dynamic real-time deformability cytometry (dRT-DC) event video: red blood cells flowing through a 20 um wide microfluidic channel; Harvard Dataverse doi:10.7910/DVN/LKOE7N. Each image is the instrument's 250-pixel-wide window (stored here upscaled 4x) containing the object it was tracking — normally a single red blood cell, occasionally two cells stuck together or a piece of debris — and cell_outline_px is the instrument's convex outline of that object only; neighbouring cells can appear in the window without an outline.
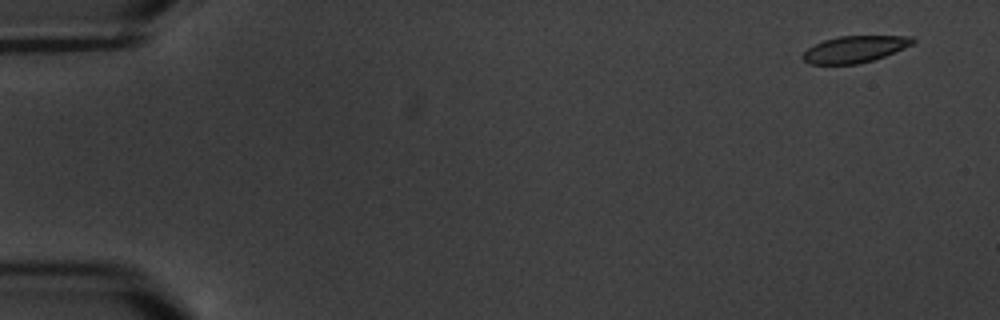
{"species": "common noctule bat (a hibernating species)", "species_latin": "Nyctalus noctula", "temperature_condition": "warm", "stored_images_in_passage": 9, "camera_frame_rate_fps": 3000, "um_per_image_px": 0.085, "animal": {"sex": "male", "body_mass_g": 20.1, "forearm_length_mm": 53.5}, "frame": {"image": 1, "passage_image": 1, "time_ms": 0.0, "image_size_px": [1000, 320], "cell_outline_px": [[916, 40], [912, 44], [904, 48], [884, 56], [872, 60], [856, 64], [808, 64], [800, 56], [812, 44], [824, 40], [840, 36], [912, 36]], "centroid_in_image_um": [72.61, 4.18], "position_along_channel_um": 12.4, "area_um2": 17.05}}
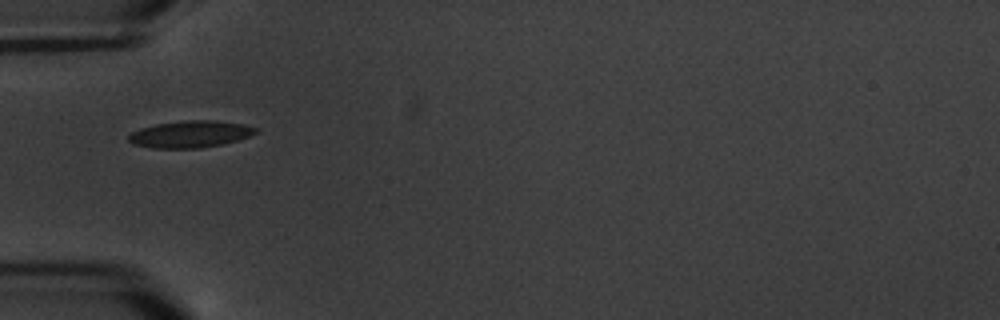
{"frame": {"image": 2, "passage_image": 6, "time_ms": 5.667, "image_size_px": [1000, 320], "cell_outline_px": [[256, 132], [248, 136], [224, 144], [200, 148], [152, 148], [132, 144], [128, 140], [128, 136], [132, 132], [140, 128], [156, 124], [188, 120], [216, 120], [244, 124], [256, 128]], "centroid_in_image_um": [16.14, 11.4], "position_along_channel_um": 68.9, "area_um2": 19.83}}
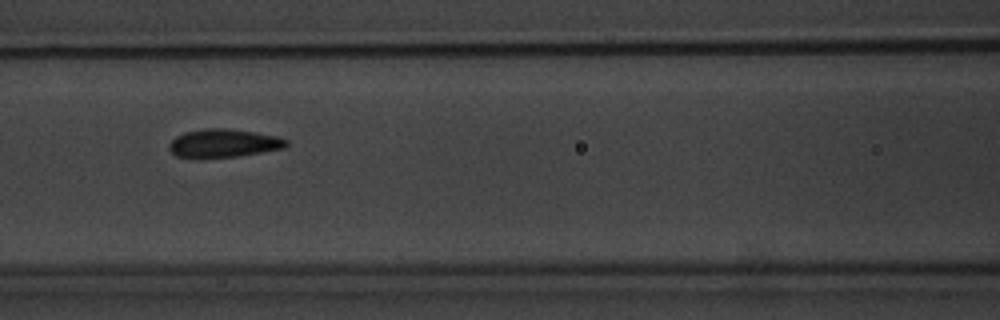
{"frame": {"image": 3, "passage_image": 8, "time_ms": 8.0, "image_size_px": [1000, 320], "cell_outline_px": [[288, 144], [284, 148], [236, 156], [176, 156], [168, 148], [168, 144], [176, 136], [184, 132], [204, 128], [224, 128], [256, 132], [276, 136], [288, 140]], "centroid_in_image_um": [19.01, 12.14], "position_along_channel_um": 147.6, "area_um2": 18.84}}